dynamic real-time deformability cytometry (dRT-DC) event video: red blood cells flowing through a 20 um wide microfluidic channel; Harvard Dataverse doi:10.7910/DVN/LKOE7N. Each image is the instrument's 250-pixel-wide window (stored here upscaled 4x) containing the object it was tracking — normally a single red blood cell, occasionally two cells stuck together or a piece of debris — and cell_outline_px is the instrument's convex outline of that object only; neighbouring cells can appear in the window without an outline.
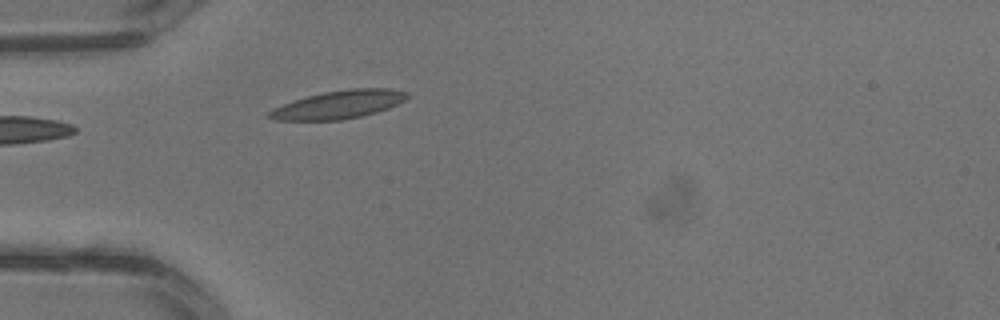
{"species": "common noctule bat (a hibernating species)", "species_latin": "Nyctalus noctula", "temperature_condition": "warm", "stored_images_in_passage": 2, "camera_frame_rate_fps": 3000, "um_per_image_px": 0.085, "animal": {"sex": "male", "body_mass_g": 13.3}, "frame": {"image": 1, "passage_image": 2, "time_ms": 0.333, "image_size_px": [1000, 320], "cell_outline_px": [[412, 96], [388, 108], [376, 112], [360, 116], [340, 120], [276, 120], [264, 116], [272, 108], [308, 96], [324, 92], [348, 88], [388, 88], [408, 92]], "centroid_in_image_um": [28.8, 8.88], "position_along_channel_um": 56.2, "area_um2": 22.54}}